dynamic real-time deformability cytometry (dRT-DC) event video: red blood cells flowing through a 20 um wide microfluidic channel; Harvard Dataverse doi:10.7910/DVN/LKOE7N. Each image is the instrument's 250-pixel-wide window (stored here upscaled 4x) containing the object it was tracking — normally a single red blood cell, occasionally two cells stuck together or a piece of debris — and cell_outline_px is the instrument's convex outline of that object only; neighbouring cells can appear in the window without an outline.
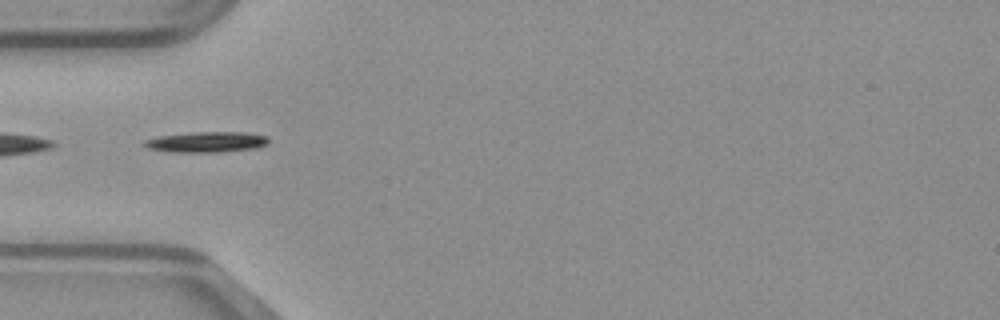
{"species": "common noctule bat (a hibernating species)", "species_latin": "Nyctalus noctula", "temperature_condition": "warm", "stored_images_in_passage": 35, "camera_frame_rate_fps": 3000, "um_per_image_px": 0.085, "animal": {"sex": "male", "body_mass_g": 23.1, "forearm_length_mm": 52.7}, "frame": {"image": 1, "passage_image": 1, "time_ms": 0.0, "image_size_px": [1000, 320], "cell_outline_px": [[268, 144], [256, 148], [216, 152], [172, 152], [148, 148], [144, 144], [144, 140], [160, 136], [196, 132], [244, 132], [268, 136]], "centroid_in_image_um": [17.59, 12.07], "position_along_channel_um": 67.4, "area_um2": 14.74}}